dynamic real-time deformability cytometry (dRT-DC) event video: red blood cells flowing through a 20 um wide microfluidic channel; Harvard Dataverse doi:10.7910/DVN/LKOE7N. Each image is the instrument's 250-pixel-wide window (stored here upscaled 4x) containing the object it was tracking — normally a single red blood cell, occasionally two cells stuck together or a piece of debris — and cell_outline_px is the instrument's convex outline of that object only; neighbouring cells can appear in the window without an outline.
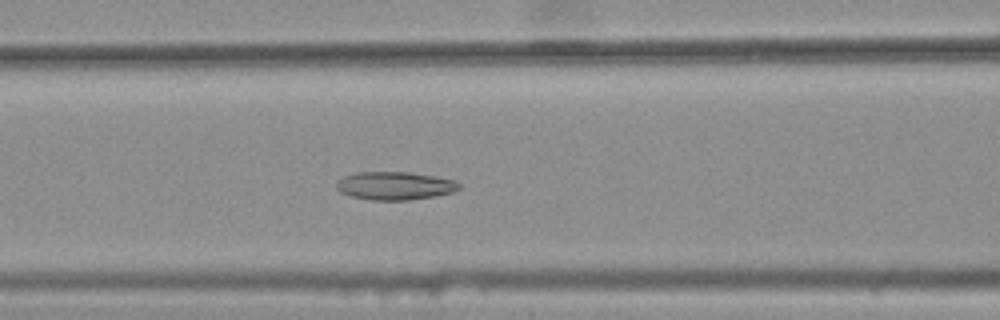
{"species": "common noctule bat (a hibernating species)", "species_latin": "Nyctalus noctula", "temperature_condition": "warm", "stored_images_in_passage": 43, "camera_frame_rate_fps": 3000, "um_per_image_px": 0.085, "animal": {"sex": "female", "body_mass_g": 25.1}, "frame": {"image": 1, "passage_image": 21, "time_ms": 6.667, "image_size_px": [1000, 320], "cell_outline_px": [[460, 188], [452, 192], [436, 196], [408, 200], [372, 200], [352, 196], [340, 192], [336, 188], [336, 180], [344, 176], [356, 172], [408, 172], [456, 180], [460, 184]], "centroid_in_image_um": [33.54, 15.79], "position_along_channel_um": 133.1, "area_um2": 20.11}}
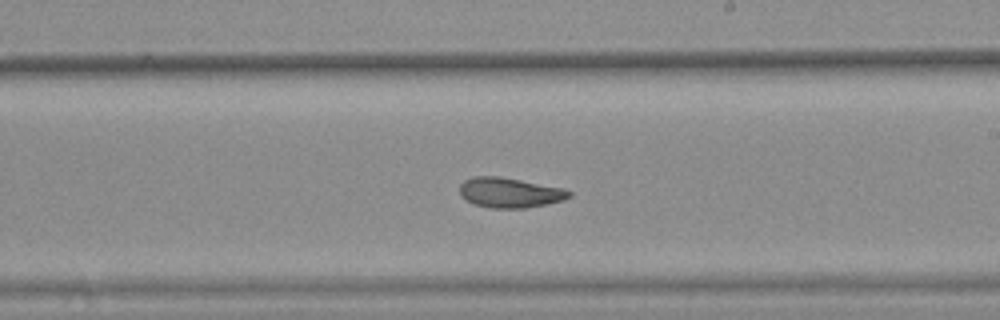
{"frame": {"image": 2, "passage_image": 30, "time_ms": 9.667, "image_size_px": [1000, 320], "cell_outline_px": [[572, 196], [564, 200], [524, 208], [492, 208], [476, 204], [460, 196], [460, 184], [464, 180], [472, 176], [500, 176], [564, 188], [572, 192]], "centroid_in_image_um": [43.34, 16.36], "position_along_channel_um": 245.7, "area_um2": 19.13}}
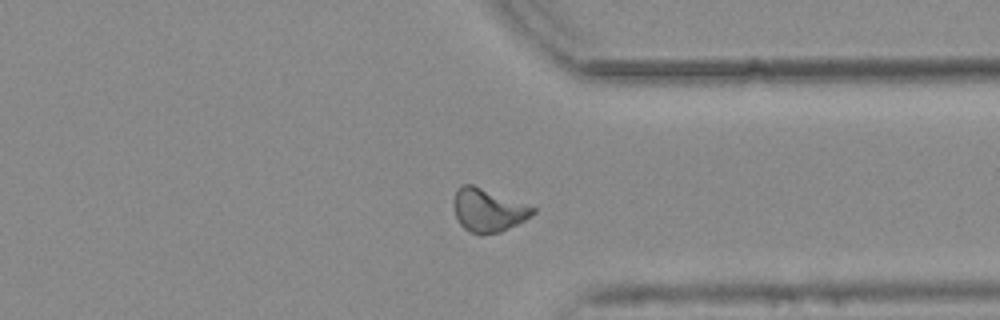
{"frame": {"image": 3, "passage_image": 40, "time_ms": 13.0, "image_size_px": [1000, 320], "cell_outline_px": [[536, 212], [524, 220], [500, 232], [480, 236], [464, 228], [460, 224], [456, 216], [452, 200], [456, 188], [460, 184], [472, 184], [536, 208]], "centroid_in_image_um": [41.44, 17.86], "position_along_channel_um": 370.0, "area_um2": 19.88}, "authors_computed_cell_mechanics": {"area_um2": 19.652, "velocity_mm_per_s": 3.7683, "shape_relaxation_time_tau1_ms": null, "shape_relaxation_time_tau2_ms": 3.9602, "deformation_change_tau1": null, "deformation_change_tau2": 0.1094}}